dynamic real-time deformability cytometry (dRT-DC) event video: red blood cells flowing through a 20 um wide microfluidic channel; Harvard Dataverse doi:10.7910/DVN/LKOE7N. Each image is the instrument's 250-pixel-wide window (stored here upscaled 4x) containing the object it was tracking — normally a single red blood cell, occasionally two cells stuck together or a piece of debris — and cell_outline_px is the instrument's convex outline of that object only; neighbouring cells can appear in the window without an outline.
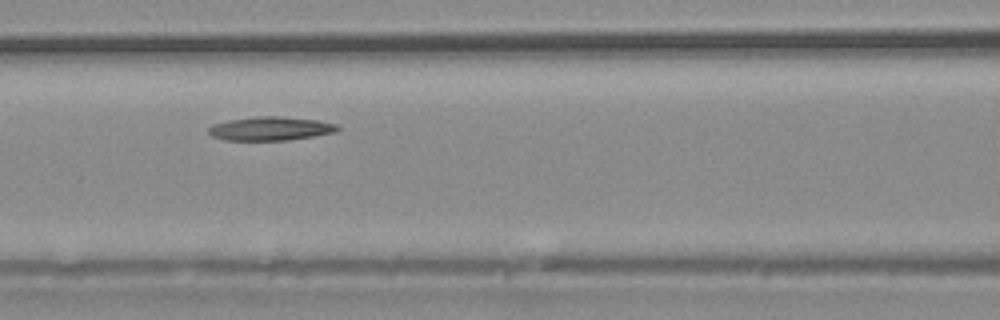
{"species": "common noctule bat (a hibernating species)", "species_latin": "Nyctalus noctula", "temperature_condition": "warm", "stored_images_in_passage": 28, "camera_frame_rate_fps": 3000, "um_per_image_px": 0.085, "animal": {"sex": "male", "body_mass_g": 20.4}, "frame": {"image": 1, "passage_image": 5, "time_ms": 1.333, "image_size_px": [1000, 320], "cell_outline_px": [[340, 128], [336, 132], [288, 140], [224, 140], [212, 136], [208, 132], [208, 128], [212, 124], [232, 120], [256, 116], [276, 116], [316, 120], [336, 124]], "centroid_in_image_um": [22.97, 10.93], "position_along_channel_um": 143.6, "area_um2": 17.63}}